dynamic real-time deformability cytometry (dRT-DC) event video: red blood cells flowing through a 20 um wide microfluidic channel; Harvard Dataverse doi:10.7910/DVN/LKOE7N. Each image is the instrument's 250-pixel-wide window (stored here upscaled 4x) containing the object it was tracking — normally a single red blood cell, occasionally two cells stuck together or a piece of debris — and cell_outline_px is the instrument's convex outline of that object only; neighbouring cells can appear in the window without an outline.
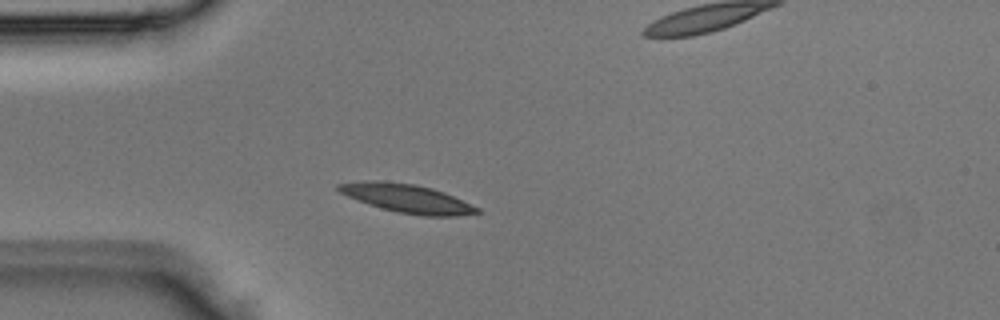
{"species": "Egyptian fruit bat (a non-hibernating species)", "species_latin": "Rousettus aegyptiacus", "temperature_condition": "room temperature", "stored_images_in_passage": 2, "segment_of_instrument_passage": [1, 2], "camera_frame_rate_fps": 3000, "um_per_image_px": 0.085, "animal": {"sex": "male"}, "frame": {"image": 1, "passage_image": 1, "time_ms": 0.0, "image_size_px": [1000, 320], "cell_outline_px": [[484, 212], [456, 216], [424, 216], [396, 212], [380, 208], [368, 204], [348, 196], [340, 192], [336, 188], [336, 184], [364, 180], [376, 180], [416, 184], [432, 188], [444, 192], [480, 208]], "centroid_in_image_um": [34.61, 16.86], "position_along_channel_um": 50.4, "area_um2": 23.18}}